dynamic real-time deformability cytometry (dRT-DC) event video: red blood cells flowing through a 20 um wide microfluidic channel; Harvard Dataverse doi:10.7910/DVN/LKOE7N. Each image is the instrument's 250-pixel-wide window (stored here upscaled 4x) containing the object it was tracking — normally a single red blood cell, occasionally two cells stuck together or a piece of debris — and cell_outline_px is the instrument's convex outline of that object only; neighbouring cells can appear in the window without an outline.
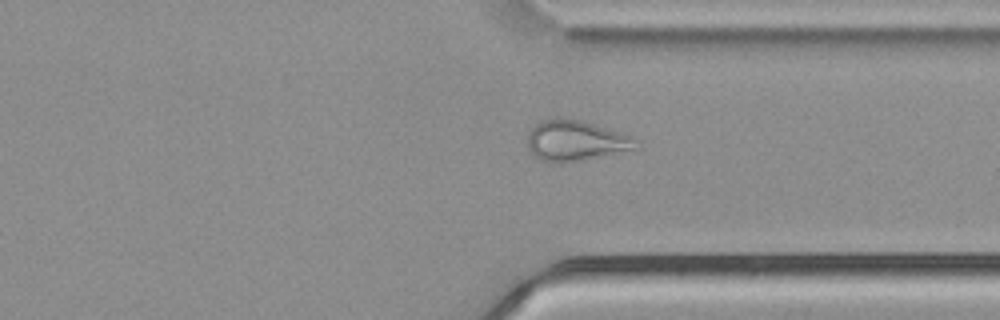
{"species": "common noctule bat (a hibernating species)", "species_latin": "Nyctalus noctula", "temperature_condition": "cold", "stored_images_in_passage": 50, "camera_frame_rate_fps": 3000, "um_per_image_px": 0.085, "animal": {"sex": "male", "body_mass_g": 21.5, "forearm_length_mm": 52.0}, "frame": {"image": 1, "passage_image": 37, "time_ms": 12.0, "image_size_px": [1000, 320], "cell_outline_px": [[640, 148], [560, 164], [548, 164], [540, 160], [528, 148], [528, 132], [540, 120], [560, 116], [584, 120], [632, 136]], "centroid_in_image_um": [48.89, 11.94], "position_along_channel_um": 362.5, "area_um2": 26.07}}
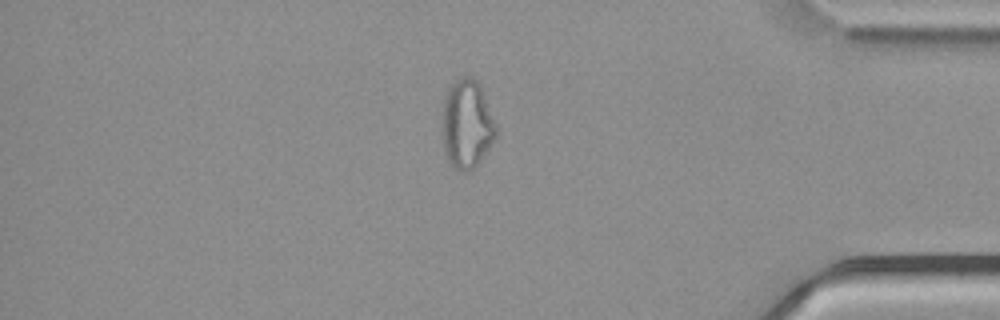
{"frame": {"image": 2, "passage_image": 42, "time_ms": 13.667, "image_size_px": [1000, 320], "cell_outline_px": [[496, 136], [492, 144], [472, 172], [460, 172], [448, 160], [444, 148], [444, 96], [448, 88], [460, 76], [472, 76], [480, 84], [496, 124]], "centroid_in_image_um": [39.71, 10.55], "position_along_channel_um": 395.5, "area_um2": 27.63}, "authors_computed_cell_mechanics": {"area_um2": 27.6862, "velocity_mm_per_s": 3.8103, "shape_relaxation_time_tau1_ms": null, "shape_relaxation_time_tau2_ms": 1.3687, "deformation_change_tau1": null, "deformation_change_tau2": 0.0884}}